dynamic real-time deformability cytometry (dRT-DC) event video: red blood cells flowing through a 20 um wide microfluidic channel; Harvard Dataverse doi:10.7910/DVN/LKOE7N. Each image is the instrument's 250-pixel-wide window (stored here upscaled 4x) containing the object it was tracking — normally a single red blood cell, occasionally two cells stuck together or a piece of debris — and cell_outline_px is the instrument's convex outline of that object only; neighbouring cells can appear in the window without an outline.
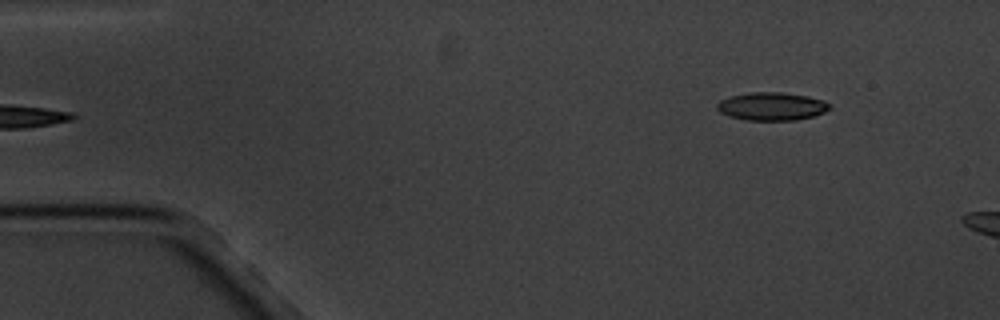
{"species": "common noctule bat (a hibernating species)", "species_latin": "Nyctalus noctula", "temperature_condition": "cold", "stored_images_in_passage": 5, "segment_of_instrument_passage": [2, 2], "camera_frame_rate_fps": 3000, "um_per_image_px": 0.085, "animal": {"sex": "male", "body_mass_g": 20.1, "forearm_length_mm": 53.5}, "frame": {"image": 1, "passage_image": 5, "time_ms": 4.667, "image_size_px": [1000, 320], "cell_outline_px": [[832, 108], [824, 112], [812, 116], [796, 120], [744, 120], [728, 116], [720, 112], [716, 108], [716, 104], [720, 100], [728, 96], [748, 92], [780, 92], [808, 96], [824, 100], [832, 104]], "centroid_in_image_um": [65.58, 9.03], "position_along_channel_um": 19.4, "area_um2": 18.67}}